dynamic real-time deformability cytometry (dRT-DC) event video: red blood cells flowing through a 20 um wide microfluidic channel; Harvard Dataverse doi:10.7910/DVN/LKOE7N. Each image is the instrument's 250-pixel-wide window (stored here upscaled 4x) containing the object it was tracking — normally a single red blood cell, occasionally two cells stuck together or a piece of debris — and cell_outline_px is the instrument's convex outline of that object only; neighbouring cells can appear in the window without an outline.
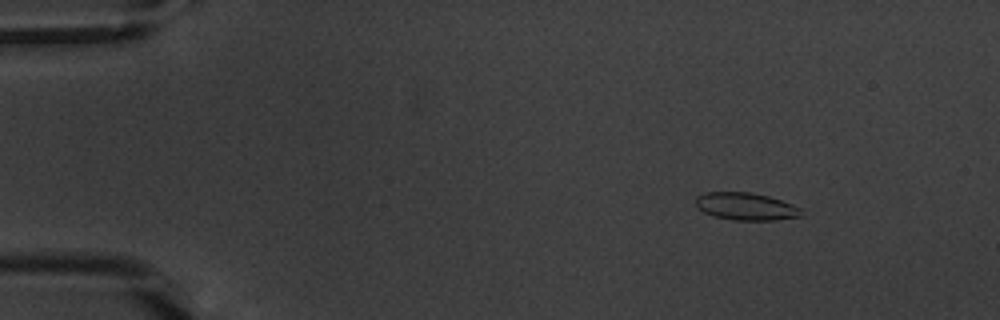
{"species": "common noctule bat (a hibernating species)", "species_latin": "Nyctalus noctula", "temperature_condition": "warm", "stored_images_in_passage": 49, "camera_frame_rate_fps": 3000, "um_per_image_px": 0.085, "animal": {"sex": "male", "body_mass_g": 20.1, "forearm_length_mm": 53.5}, "frame": {"image": 1, "passage_image": 3, "time_ms": 0.667, "image_size_px": [1000, 320], "cell_outline_px": [[804, 208], [800, 216], [776, 220], [732, 220], [716, 216], [704, 212], [696, 208], [696, 196], [704, 192], [752, 192], [768, 196]], "centroid_in_image_um": [63.4, 17.54], "position_along_channel_um": 21.6, "area_um2": 16.99}}
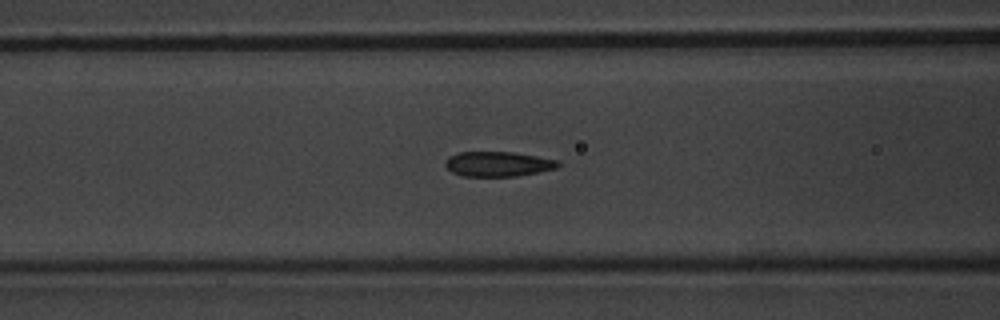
{"frame": {"image": 2, "passage_image": 18, "time_ms": 5.667, "image_size_px": [1000, 320], "cell_outline_px": [[560, 164], [556, 168], [540, 172], [516, 176], [460, 176], [452, 172], [444, 164], [448, 156], [456, 152], [512, 152], [560, 160]], "centroid_in_image_um": [42.32, 13.94], "position_along_channel_um": 124.3, "area_um2": 16.47}}
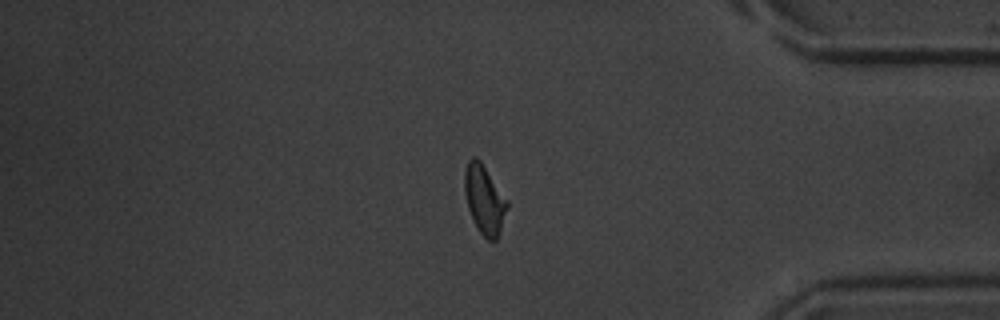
{"frame": {"image": 3, "passage_image": 41, "time_ms": 13.333, "image_size_px": [1000, 320], "cell_outline_px": [[508, 208], [496, 240], [488, 240], [480, 232], [468, 208], [464, 192], [464, 172], [468, 160], [472, 156], [476, 156], [480, 160], [508, 200]], "centroid_in_image_um": [41.17, 16.91], "position_along_channel_um": 394.0, "area_um2": 16.94}, "authors_computed_cell_mechanics": {"area_um2": 16.8198, "velocity_mm_per_s": 3.823, "shape_relaxation_time_tau1_ms": 5.325, "shape_relaxation_time_tau2_ms": 1.2976, "deformation_change_tau1": 0.1645, "deformation_change_tau2": 0.0588}}